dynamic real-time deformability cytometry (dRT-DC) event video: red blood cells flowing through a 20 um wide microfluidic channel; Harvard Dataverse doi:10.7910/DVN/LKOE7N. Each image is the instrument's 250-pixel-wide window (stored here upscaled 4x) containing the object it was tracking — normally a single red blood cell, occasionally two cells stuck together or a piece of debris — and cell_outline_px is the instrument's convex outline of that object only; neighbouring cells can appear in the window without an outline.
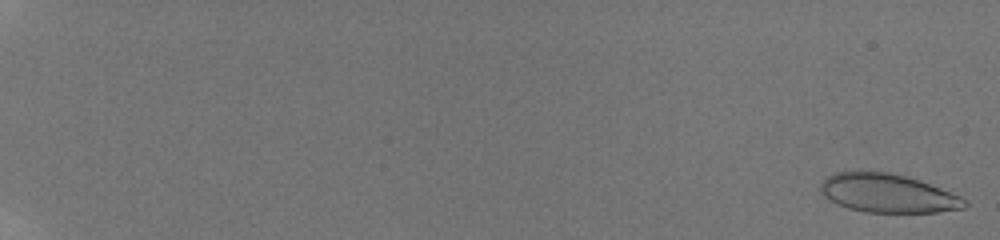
{"species": "human", "species_latin": "Homo sapiens", "temperature_condition": "room temperature", "stored_images_in_passage": 56, "camera_frame_rate_fps": 3000, "um_per_image_px": 0.085, "donor": {"sex": "male"}, "frame": {"image": 1, "passage_image": 1, "time_ms": 0.0, "image_size_px": [1000, 240], "cell_outline_px": [[968, 204], [964, 208], [936, 212], [864, 212], [848, 208], [836, 204], [824, 196], [820, 192], [820, 184], [828, 176], [836, 172], [888, 172], [920, 180], [960, 196], [968, 200]], "centroid_in_image_um": [75.45, 16.44], "position_along_channel_um": 9.5, "area_um2": 32.25}}
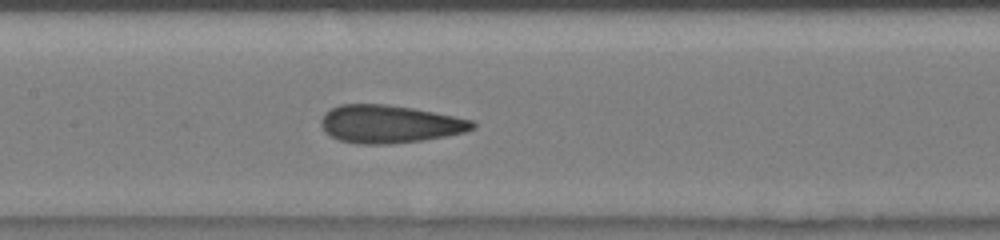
{"frame": {"image": 2, "passage_image": 32, "time_ms": 10.333, "image_size_px": [1000, 240], "cell_outline_px": [[476, 128], [464, 132], [424, 140], [388, 144], [356, 144], [340, 140], [324, 132], [320, 124], [320, 120], [324, 112], [340, 104], [388, 104], [412, 108], [472, 120], [476, 124]], "centroid_in_image_um": [33.07, 10.54], "position_along_channel_um": 174.3, "area_um2": 33.41}}
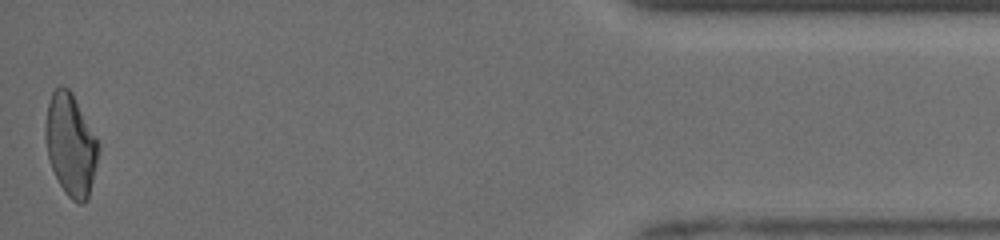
{"frame": {"image": 3, "passage_image": 56, "time_ms": 18.333, "image_size_px": [1000, 240], "cell_outline_px": [[100, 148], [88, 200], [84, 204], [80, 204], [72, 200], [64, 192], [52, 168], [48, 156], [44, 136], [44, 124], [48, 104], [52, 92], [60, 84], [68, 88], [72, 92], [96, 136], [100, 144]], "centroid_in_image_um": [6.01, 12.3], "position_along_channel_um": 429.2, "area_um2": 31.73}, "authors_computed_cell_mechanics": {"area_um2": 32.7148, "velocity_mm_per_s": 3.9665, "shape_relaxation_time_tau1_ms": null, "shape_relaxation_time_tau2_ms": 1.2272, "deformation_change_tau1": null, "deformation_change_tau2": 0.0792}}